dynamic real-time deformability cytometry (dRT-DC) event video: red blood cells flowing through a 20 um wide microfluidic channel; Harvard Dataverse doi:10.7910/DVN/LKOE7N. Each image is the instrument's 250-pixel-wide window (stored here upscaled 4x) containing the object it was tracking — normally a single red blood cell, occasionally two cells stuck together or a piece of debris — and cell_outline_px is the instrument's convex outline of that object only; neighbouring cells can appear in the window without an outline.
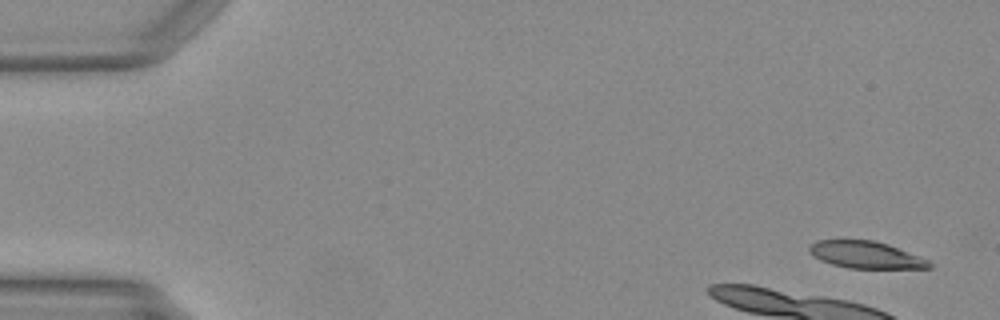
{"species": "Egyptian fruit bat (a non-hibernating species)", "species_latin": "Rousettus aegyptiacus", "temperature_condition": "warm", "stored_images_in_passage": 13, "camera_frame_rate_fps": 3000, "um_per_image_px": 0.085, "animal": {"sex": "female"}, "frame": {"image": 1, "passage_image": 1, "time_ms": 0.0, "image_size_px": [1000, 320], "cell_outline_px": [[932, 268], [848, 268], [832, 264], [820, 260], [812, 256], [808, 252], [808, 248], [816, 240], [872, 240], [888, 244], [928, 260], [932, 264]], "centroid_in_image_um": [73.55, 21.66], "position_along_channel_um": 11.4, "area_um2": 18.79}}